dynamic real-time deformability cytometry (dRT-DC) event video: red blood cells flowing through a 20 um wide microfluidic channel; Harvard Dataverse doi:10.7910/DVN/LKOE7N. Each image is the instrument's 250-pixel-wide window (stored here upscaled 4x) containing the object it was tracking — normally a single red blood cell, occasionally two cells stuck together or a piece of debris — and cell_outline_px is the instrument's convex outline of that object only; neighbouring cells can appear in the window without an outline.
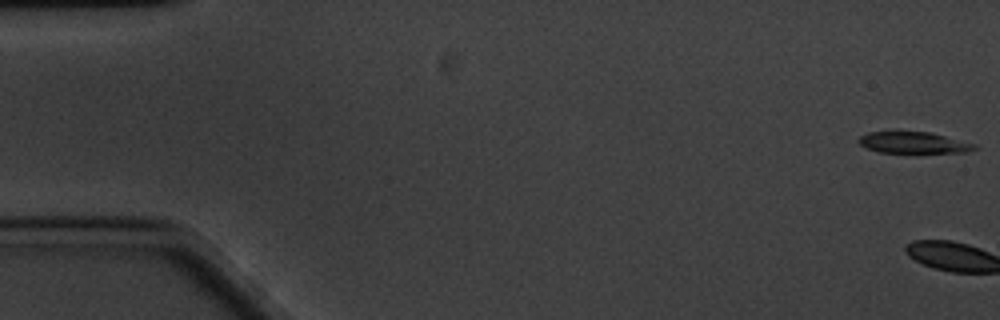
{"species": "common noctule bat (a hibernating species)", "species_latin": "Nyctalus noctula", "temperature_condition": "cold", "stored_images_in_passage": 3, "camera_frame_rate_fps": 3000, "um_per_image_px": 0.085, "animal": {"sex": "male", "body_mass_g": 20.1, "forearm_length_mm": 53.5}, "frame": {"image": 1, "passage_image": 1, "time_ms": 0.0, "image_size_px": [1000, 320], "cell_outline_px": [[980, 148], [968, 152], [880, 152], [868, 148], [860, 144], [856, 140], [860, 136], [868, 132], [888, 128], [896, 128], [932, 132], [976, 144]], "centroid_in_image_um": [77.6, 12.05], "position_along_channel_um": 7.4, "area_um2": 15.37}}